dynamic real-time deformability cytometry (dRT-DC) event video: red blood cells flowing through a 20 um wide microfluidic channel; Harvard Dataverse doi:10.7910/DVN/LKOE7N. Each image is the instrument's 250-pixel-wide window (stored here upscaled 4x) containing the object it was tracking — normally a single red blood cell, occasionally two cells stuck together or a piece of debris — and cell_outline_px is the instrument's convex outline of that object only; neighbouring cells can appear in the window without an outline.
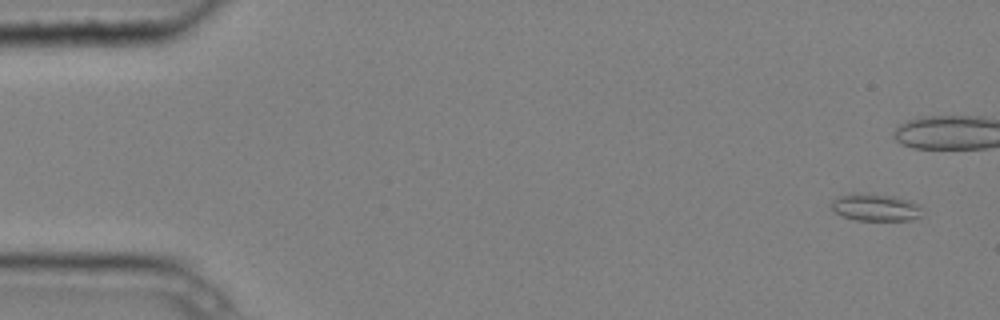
{"species": "common noctule bat (a hibernating species)", "species_latin": "Nyctalus noctula", "temperature_condition": "cold", "stored_images_in_passage": 11, "camera_frame_rate_fps": 3000, "um_per_image_px": 0.085, "animal": {"sex": "male", "body_mass_g": 20.4}, "frame": {"image": 1, "passage_image": 1, "time_ms": 0.0, "image_size_px": [1000, 320], "cell_outline_px": [[920, 216], [912, 220], [856, 220], [844, 216], [836, 212], [832, 208], [832, 200], [836, 196], [896, 196], [920, 204]], "centroid_in_image_um": [74.47, 17.67], "position_along_channel_um": 10.5, "area_um2": 13.58}}
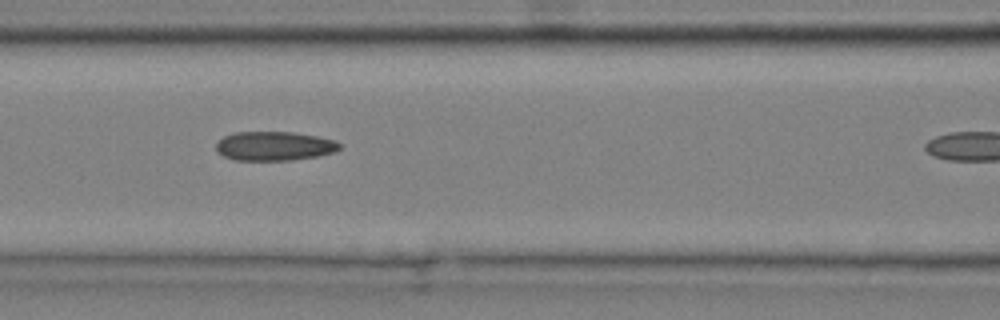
{"frame": {"image": 2, "passage_image": 7, "time_ms": 2.0, "image_size_px": [1000, 320], "cell_outline_px": [[340, 148], [336, 152], [316, 156], [292, 160], [236, 160], [224, 156], [216, 152], [216, 144], [224, 136], [236, 132], [292, 132], [316, 136], [336, 140], [340, 144]], "centroid_in_image_um": [23.32, 12.41], "position_along_channel_um": 143.3, "area_um2": 20.92}}